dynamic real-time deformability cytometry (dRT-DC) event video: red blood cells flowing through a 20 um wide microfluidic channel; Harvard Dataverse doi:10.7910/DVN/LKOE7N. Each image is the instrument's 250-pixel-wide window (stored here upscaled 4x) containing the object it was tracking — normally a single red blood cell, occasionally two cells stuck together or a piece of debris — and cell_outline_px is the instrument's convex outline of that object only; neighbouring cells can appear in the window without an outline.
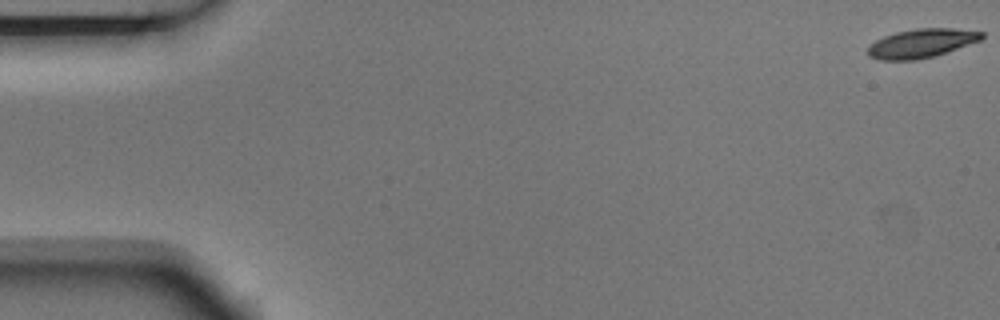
{"species": "Egyptian fruit bat (a non-hibernating species)", "species_latin": "Rousettus aegyptiacus", "temperature_condition": "room temperature", "stored_images_in_passage": 4, "camera_frame_rate_fps": 3000, "um_per_image_px": 0.085, "animal": {"sex": "male"}, "frame": {"image": 1, "passage_image": 1, "time_ms": 0.0, "image_size_px": [1000, 320], "cell_outline_px": [[984, 36], [980, 40], [936, 56], [916, 60], [880, 60], [868, 56], [868, 48], [876, 40], [884, 36], [896, 32], [916, 28], [952, 28], [984, 32]], "centroid_in_image_um": [78.32, 3.68], "position_along_channel_um": 6.7, "area_um2": 19.13}}